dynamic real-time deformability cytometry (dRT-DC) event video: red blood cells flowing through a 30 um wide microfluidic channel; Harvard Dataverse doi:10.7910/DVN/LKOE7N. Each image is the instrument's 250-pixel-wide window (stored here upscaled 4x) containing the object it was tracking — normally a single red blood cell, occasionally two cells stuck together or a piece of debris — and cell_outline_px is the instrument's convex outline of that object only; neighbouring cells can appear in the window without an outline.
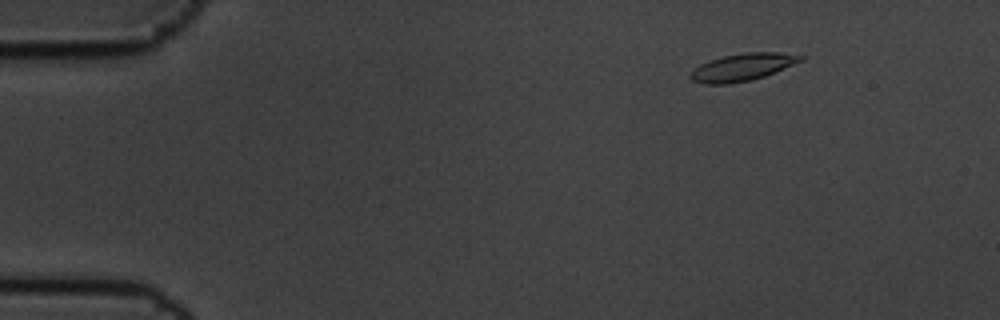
{"species": "common noctule bat (a hibernating species)", "species_latin": "Nyctalus noctula", "temperature_condition": "cold", "stored_images_in_passage": 4, "camera_frame_rate_fps": 3000, "um_per_image_px": 0.085, "animal": {"sex": "male", "body_mass_g": 19.5, "forearm_length_mm": 54.6}, "frame": {"image": 1, "passage_image": 1, "time_ms": 0.0, "image_size_px": [1000, 320], "cell_outline_px": [[804, 60], [764, 76], [752, 80], [728, 84], [704, 84], [692, 80], [688, 76], [700, 64], [724, 56], [744, 52], [780, 52], [804, 56]], "centroid_in_image_um": [63.12, 5.71], "position_along_channel_um": 21.9, "area_um2": 17.4}}
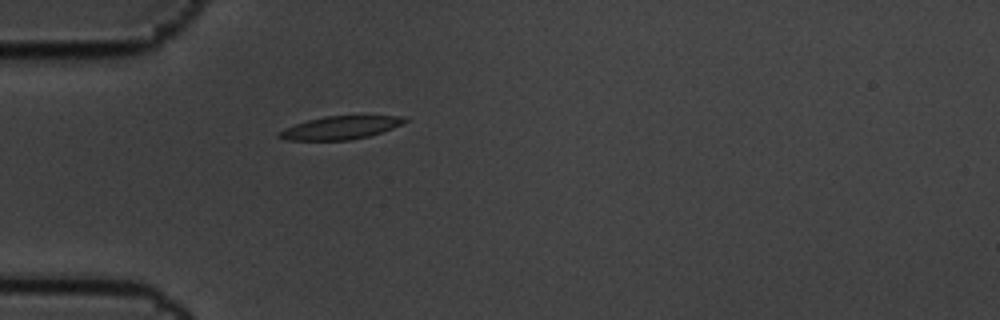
{"frame": {"image": 2, "passage_image": 4, "time_ms": 1.0, "image_size_px": [1000, 320], "cell_outline_px": [[408, 120], [392, 128], [368, 136], [352, 140], [288, 140], [276, 136], [280, 132], [296, 124], [308, 120], [324, 116], [400, 116]], "centroid_in_image_um": [28.93, 10.86], "position_along_channel_um": 56.1, "area_um2": 16.47}}